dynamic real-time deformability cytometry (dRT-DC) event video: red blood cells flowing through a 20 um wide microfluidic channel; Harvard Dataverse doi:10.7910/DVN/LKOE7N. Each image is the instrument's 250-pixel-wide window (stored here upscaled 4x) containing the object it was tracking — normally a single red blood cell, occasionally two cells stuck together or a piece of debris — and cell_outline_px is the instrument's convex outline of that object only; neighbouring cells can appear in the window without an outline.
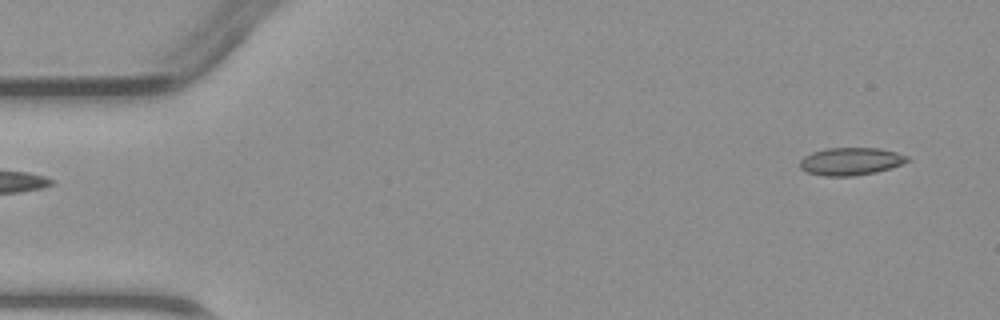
{"species": "common noctule bat (a hibernating species)", "species_latin": "Nyctalus noctula", "temperature_condition": "warm", "stored_images_in_passage": 2, "camera_frame_rate_fps": 3000, "um_per_image_px": 0.085, "animal": {"sex": "male", "body_mass_g": 23.1, "forearm_length_mm": 52.7}, "frame": {"image": 1, "passage_image": 2, "time_ms": 1.0, "image_size_px": [1000, 320], "cell_outline_px": [[912, 160], [876, 172], [852, 176], [824, 176], [804, 172], [800, 168], [800, 160], [804, 156], [812, 152], [824, 148], [880, 148], [896, 152], [908, 156]], "centroid_in_image_um": [72.28, 13.71], "position_along_channel_um": 12.7, "area_um2": 17.4}}